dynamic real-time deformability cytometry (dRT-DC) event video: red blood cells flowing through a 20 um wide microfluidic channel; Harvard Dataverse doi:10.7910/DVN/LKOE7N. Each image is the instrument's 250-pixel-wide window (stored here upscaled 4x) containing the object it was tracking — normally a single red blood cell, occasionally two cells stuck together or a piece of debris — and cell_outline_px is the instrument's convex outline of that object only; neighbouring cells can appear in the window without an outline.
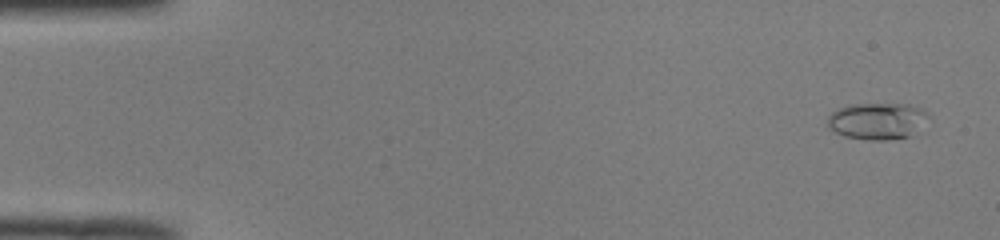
{"species": "common noctule bat (a hibernating species)", "species_latin": "Nyctalus noctula", "temperature_condition": "room temperature", "stored_images_in_passage": 51, "camera_frame_rate_fps": 3000, "um_per_image_px": 0.085, "animal": {"sex": "male", "body_mass_g": 19.0, "forearm_length_mm": 50.8}, "frame": {"image": 1, "passage_image": 3, "time_ms": 0.667, "image_size_px": [1000, 240], "cell_outline_px": [[932, 120], [916, 132], [908, 136], [888, 140], [868, 140], [844, 136], [836, 132], [828, 124], [828, 116], [832, 112], [848, 104], [908, 104], [920, 108]], "centroid_in_image_um": [74.62, 10.28], "position_along_channel_um": 10.4, "area_um2": 21.62}}
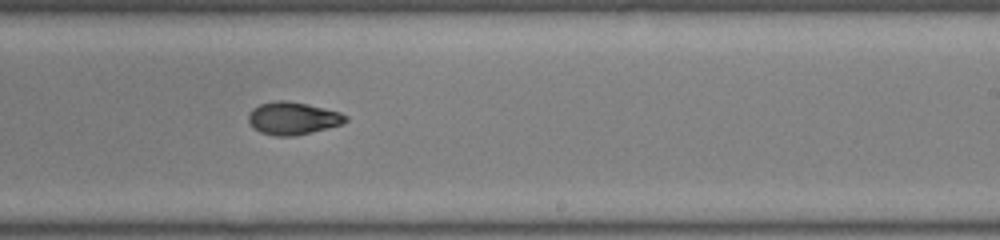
{"frame": {"image": 2, "passage_image": 32, "time_ms": 10.333, "image_size_px": [1000, 240], "cell_outline_px": [[348, 120], [340, 124], [296, 136], [276, 136], [260, 132], [252, 128], [248, 120], [248, 112], [252, 108], [260, 104], [276, 100], [284, 100], [308, 104], [340, 112], [348, 116]], "centroid_in_image_um": [24.85, 10.05], "position_along_channel_um": 264.2, "area_um2": 18.5}}
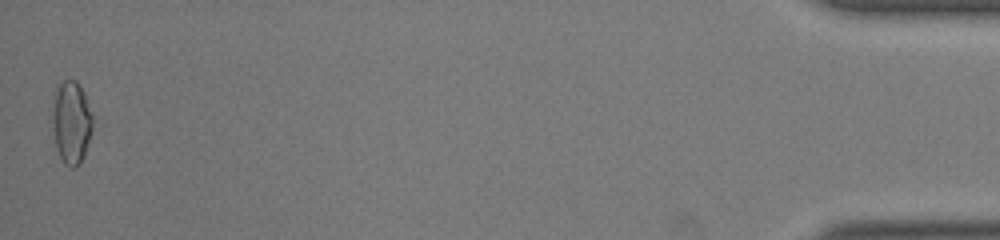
{"frame": {"image": 3, "passage_image": 51, "time_ms": 16.667, "image_size_px": [1000, 240], "cell_outline_px": [[92, 132], [84, 156], [80, 164], [76, 168], [72, 168], [64, 164], [60, 156], [56, 144], [52, 128], [52, 92], [64, 80], [76, 80], [84, 96], [92, 116]], "centroid_in_image_um": [6.03, 10.42], "position_along_channel_um": 429.2, "area_um2": 19.48}, "authors_computed_cell_mechanics": {"area_um2": 18.4382, "velocity_mm_per_s": 4.0462, "shape_relaxation_time_tau1_ms": 8.4134, "shape_relaxation_time_tau2_ms": 1.4618, "deformation_change_tau1": 0.2568, "deformation_change_tau2": 0.0635}}